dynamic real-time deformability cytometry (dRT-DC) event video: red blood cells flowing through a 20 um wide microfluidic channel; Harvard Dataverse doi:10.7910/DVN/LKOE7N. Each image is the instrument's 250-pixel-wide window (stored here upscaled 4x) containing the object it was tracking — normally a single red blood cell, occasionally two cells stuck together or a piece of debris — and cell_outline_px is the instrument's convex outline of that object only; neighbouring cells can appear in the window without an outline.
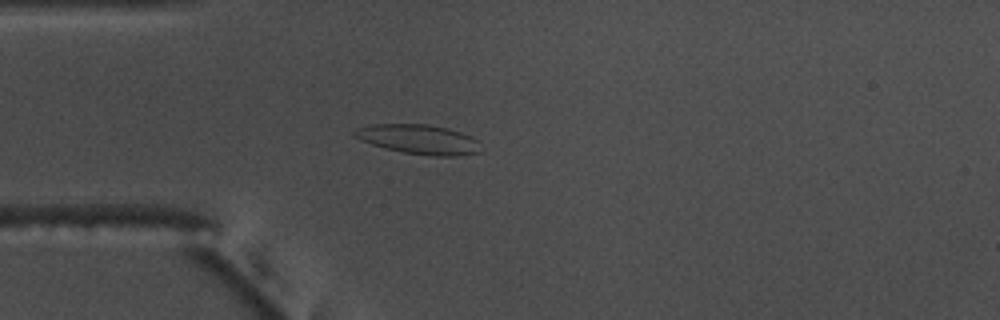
{"species": "common noctule bat (a hibernating species)", "species_latin": "Nyctalus noctula", "temperature_condition": "warm", "stored_images_in_passage": 45, "camera_frame_rate_fps": 3000, "um_per_image_px": 0.085, "animal": {"sex": "male", "body_mass_g": 17.5, "forearm_length_mm": 52.3}, "frame": {"image": 1, "passage_image": 5, "time_ms": 1.333, "image_size_px": [1000, 320], "cell_outline_px": [[484, 152], [460, 156], [432, 156], [404, 152], [384, 148], [360, 140], [352, 132], [356, 128], [372, 124], [428, 124], [448, 128], [472, 136], [476, 140]], "centroid_in_image_um": [35.64, 11.85], "position_along_channel_um": 49.4, "area_um2": 21.91}}
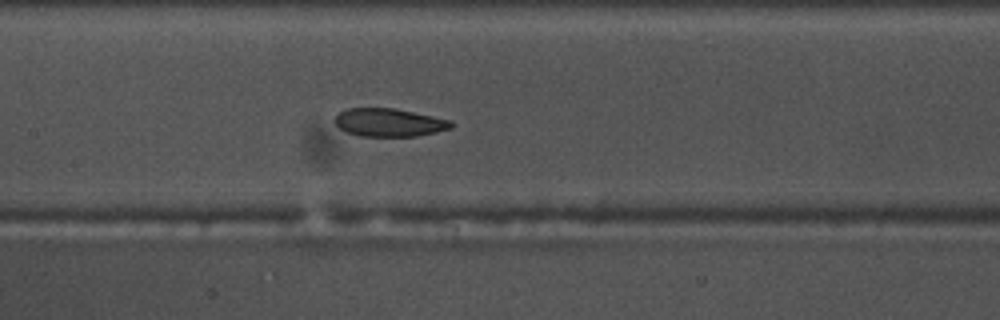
{"frame": {"image": 2, "passage_image": 16, "time_ms": 5.0, "image_size_px": [1000, 320], "cell_outline_px": [[456, 124], [452, 128], [436, 132], [416, 136], [360, 136], [348, 132], [340, 128], [336, 124], [336, 116], [340, 112], [348, 108], [392, 108], [432, 116], [448, 120]], "centroid_in_image_um": [33.1, 10.42], "position_along_channel_um": 174.3, "area_um2": 18.79}}
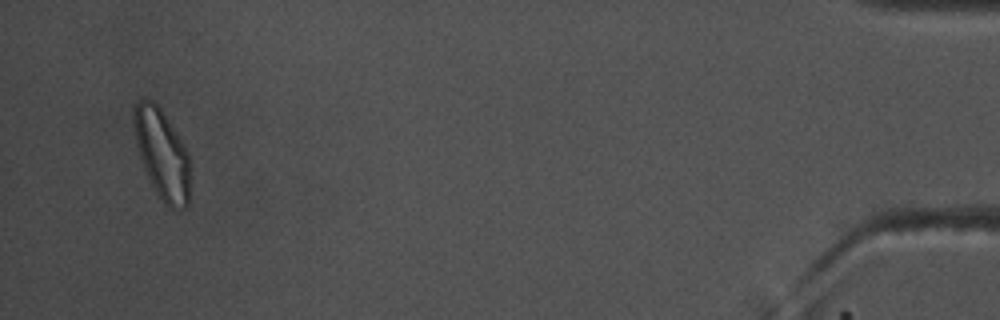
{"frame": {"image": 3, "passage_image": 43, "time_ms": 14.0, "image_size_px": [1000, 320], "cell_outline_px": [[188, 204], [184, 208], [176, 212], [168, 208], [160, 200], [144, 168], [136, 144], [132, 120], [132, 108], [140, 100], [152, 100], [160, 108], [184, 144], [188, 152]], "centroid_in_image_um": [13.75, 13.12], "position_along_channel_um": 421.5, "area_um2": 29.3}, "authors_computed_cell_mechanics": {"area_um2": 20.7502, "velocity_mm_per_s": 3.6964, "shape_relaxation_time_tau1_ms": null, "shape_relaxation_time_tau2_ms": 3.2382, "deformation_change_tau1": null, "deformation_change_tau2": 0.1002}}